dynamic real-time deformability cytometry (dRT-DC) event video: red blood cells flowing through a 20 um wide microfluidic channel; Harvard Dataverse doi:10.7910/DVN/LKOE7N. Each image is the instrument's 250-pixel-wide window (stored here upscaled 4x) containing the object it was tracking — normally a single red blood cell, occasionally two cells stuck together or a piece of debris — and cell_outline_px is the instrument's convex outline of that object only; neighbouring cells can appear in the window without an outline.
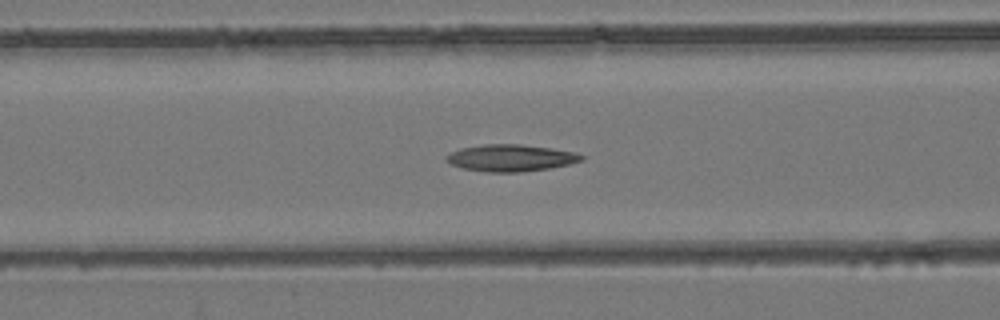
{"species": "common noctule bat (a hibernating species)", "species_latin": "Nyctalus noctula", "temperature_condition": "room temperature", "stored_images_in_passage": 55, "camera_frame_rate_fps": 3000, "um_per_image_px": 0.085, "animal": {"sex": "female", "body_mass_g": 24.6, "forearm_length_mm": 56.2}, "frame": {"image": 1, "passage_image": 23, "time_ms": 7.333, "image_size_px": [1000, 320], "cell_outline_px": [[584, 160], [568, 164], [548, 168], [520, 172], [484, 172], [464, 168], [452, 164], [444, 160], [444, 156], [460, 148], [484, 144], [520, 144], [576, 152], [584, 156]], "centroid_in_image_um": [43.39, 13.42], "position_along_channel_um": 123.2, "area_um2": 21.04}}
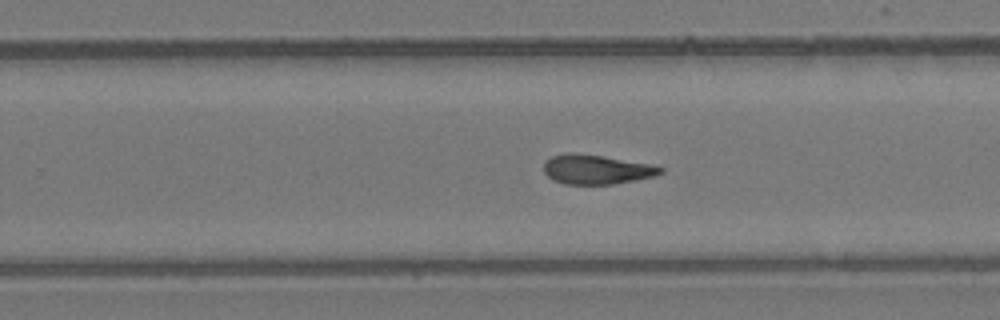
{"frame": {"image": 2, "passage_image": 35, "time_ms": 11.333, "image_size_px": [1000, 320], "cell_outline_px": [[664, 172], [656, 176], [636, 180], [612, 184], [564, 184], [552, 180], [544, 172], [544, 160], [552, 156], [564, 152], [572, 152], [604, 156], [652, 164], [664, 168]], "centroid_in_image_um": [50.69, 14.39], "position_along_channel_um": 279.1, "area_um2": 20.35}}
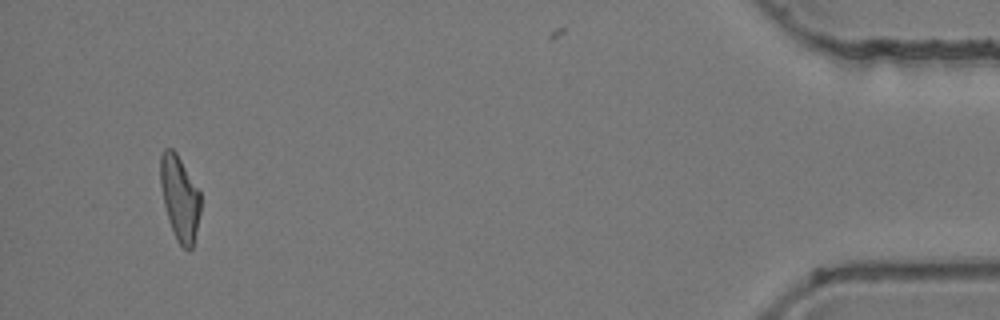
{"frame": {"image": 3, "passage_image": 52, "time_ms": 17.0, "image_size_px": [1000, 320], "cell_outline_px": [[200, 212], [192, 248], [188, 252], [176, 240], [168, 220], [164, 204], [160, 184], [160, 156], [164, 148], [172, 148], [176, 152], [200, 192]], "centroid_in_image_um": [15.26, 16.83], "position_along_channel_um": 419.9, "area_um2": 19.77}, "authors_computed_cell_mechanics": {"area_um2": 20.6346, "velocity_mm_per_s": 3.9119, "shape_relaxation_time_tau1_ms": null, "shape_relaxation_time_tau2_ms": 5.189, "deformation_change_tau1": null, "deformation_change_tau2": 0.1504}}